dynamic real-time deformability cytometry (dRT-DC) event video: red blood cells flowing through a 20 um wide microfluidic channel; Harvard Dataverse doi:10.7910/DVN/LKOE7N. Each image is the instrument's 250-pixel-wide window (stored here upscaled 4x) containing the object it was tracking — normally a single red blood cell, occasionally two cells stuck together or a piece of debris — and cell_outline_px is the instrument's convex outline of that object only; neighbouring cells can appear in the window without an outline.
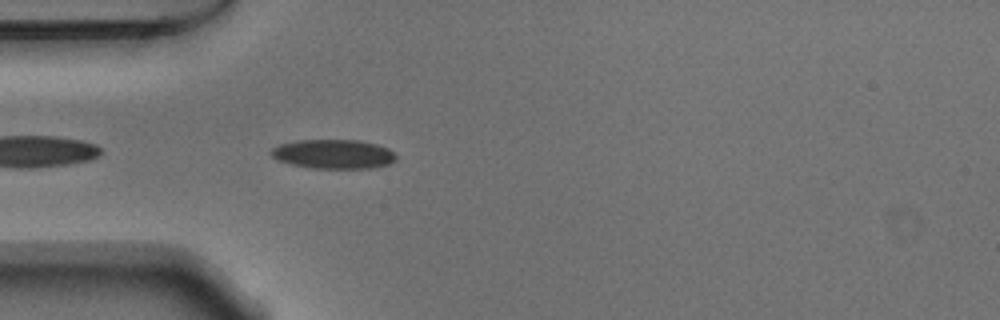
{"species": "Egyptian fruit bat (a non-hibernating species)", "species_latin": "Rousettus aegyptiacus", "temperature_condition": "warm", "stored_images_in_passage": 22, "camera_frame_rate_fps": 3000, "um_per_image_px": 0.085, "animal": {"sex": "male"}, "frame": {"image": 1, "passage_image": 2, "time_ms": 0.333, "image_size_px": [1000, 320], "cell_outline_px": [[396, 160], [388, 164], [372, 168], [312, 168], [292, 164], [276, 160], [272, 156], [272, 148], [280, 144], [296, 140], [360, 140], [376, 144], [388, 148], [396, 156]], "centroid_in_image_um": [28.34, 13.09], "position_along_channel_um": 56.7, "area_um2": 21.21}}
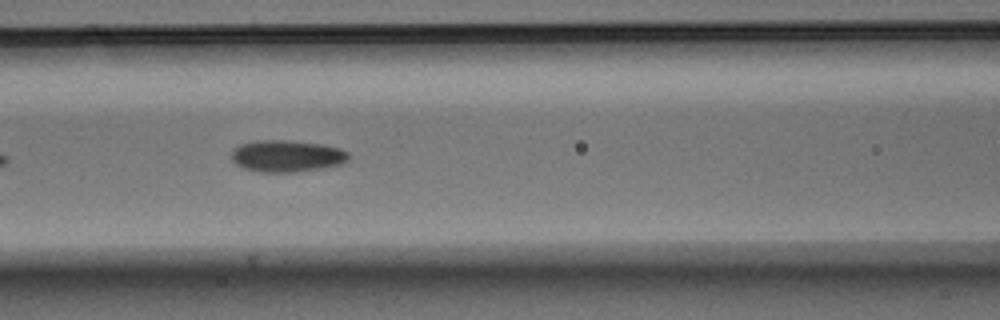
{"frame": {"image": 2, "passage_image": 9, "time_ms": 2.667, "image_size_px": [1000, 320], "cell_outline_px": [[348, 160], [340, 164], [320, 168], [296, 172], [260, 172], [244, 168], [236, 164], [232, 160], [232, 148], [240, 144], [256, 140], [284, 140], [320, 144], [340, 148], [348, 152]], "centroid_in_image_um": [24.34, 13.26], "position_along_channel_um": 142.3, "area_um2": 21.62}}
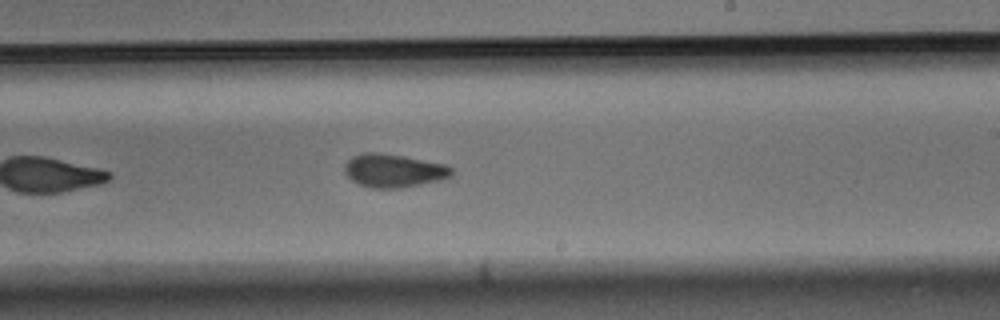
{"frame": {"image": 3, "passage_image": 18, "time_ms": 5.667, "image_size_px": [1000, 320], "cell_outline_px": [[452, 176], [440, 180], [400, 188], [372, 188], [360, 184], [352, 180], [344, 172], [344, 164], [352, 156], [364, 152], [380, 152], [404, 156], [444, 164], [452, 168]], "centroid_in_image_um": [33.43, 14.49], "position_along_channel_um": 255.6, "area_um2": 20.75}}